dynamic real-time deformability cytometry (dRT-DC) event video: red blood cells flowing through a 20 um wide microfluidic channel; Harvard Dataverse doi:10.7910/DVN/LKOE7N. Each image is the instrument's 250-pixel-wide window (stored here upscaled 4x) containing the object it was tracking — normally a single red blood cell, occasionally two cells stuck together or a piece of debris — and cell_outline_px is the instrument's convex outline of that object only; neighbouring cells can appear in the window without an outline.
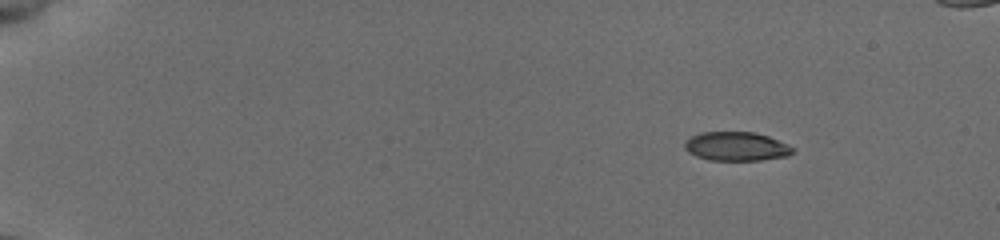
{"species": "common noctule bat (a hibernating species)", "species_latin": "Nyctalus noctula", "temperature_condition": "cold", "stored_images_in_passage": 56, "segment_of_instrument_passage": [1, 2], "camera_frame_rate_fps": 3000, "um_per_image_px": 0.085, "animal": {"sex": "female", "body_mass_g": 19.5, "forearm_length_mm": 54.1}, "frame": {"image": 1, "passage_image": 8, "time_ms": 2.333, "image_size_px": [1000, 240], "cell_outline_px": [[796, 148], [788, 156], [760, 160], [708, 160], [696, 156], [688, 152], [684, 148], [684, 144], [692, 136], [700, 132], [756, 132], [768, 136], [788, 144]], "centroid_in_image_um": [62.61, 12.44], "position_along_channel_um": 22.4, "area_um2": 18.26}}
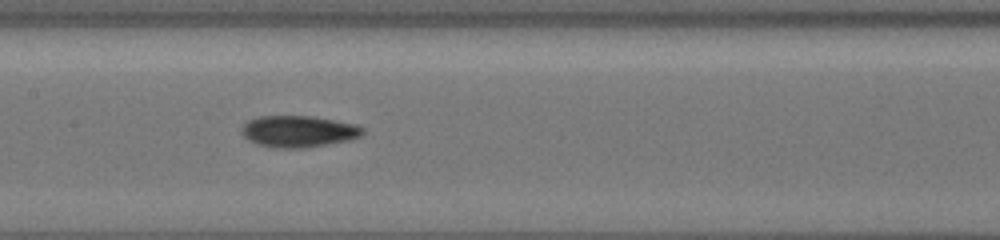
{"frame": {"image": 2, "passage_image": 30, "time_ms": 9.667, "image_size_px": [1000, 240], "cell_outline_px": [[364, 132], [360, 136], [348, 140], [304, 148], [272, 148], [256, 144], [248, 140], [240, 132], [240, 128], [248, 120], [260, 116], [308, 116], [356, 124], [364, 128]], "centroid_in_image_um": [25.32, 11.17], "position_along_channel_um": 182.1, "area_um2": 22.25}}
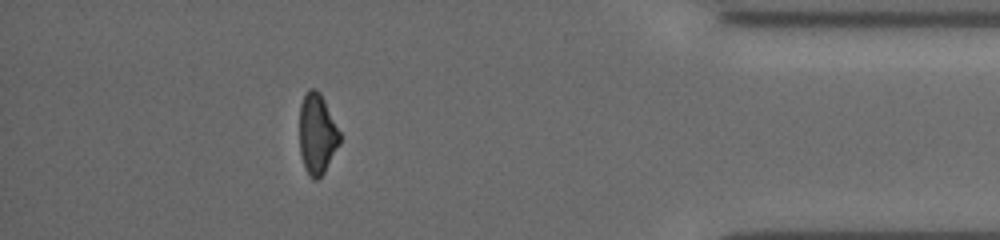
{"frame": {"image": 3, "passage_image": 50, "time_ms": 16.333, "image_size_px": [1000, 240], "cell_outline_px": [[340, 144], [324, 172], [316, 180], [312, 180], [308, 176], [304, 168], [300, 152], [300, 104], [308, 88], [316, 88], [320, 92], [340, 132]], "centroid_in_image_um": [26.94, 11.4], "position_along_channel_um": 408.3, "area_um2": 18.96}}